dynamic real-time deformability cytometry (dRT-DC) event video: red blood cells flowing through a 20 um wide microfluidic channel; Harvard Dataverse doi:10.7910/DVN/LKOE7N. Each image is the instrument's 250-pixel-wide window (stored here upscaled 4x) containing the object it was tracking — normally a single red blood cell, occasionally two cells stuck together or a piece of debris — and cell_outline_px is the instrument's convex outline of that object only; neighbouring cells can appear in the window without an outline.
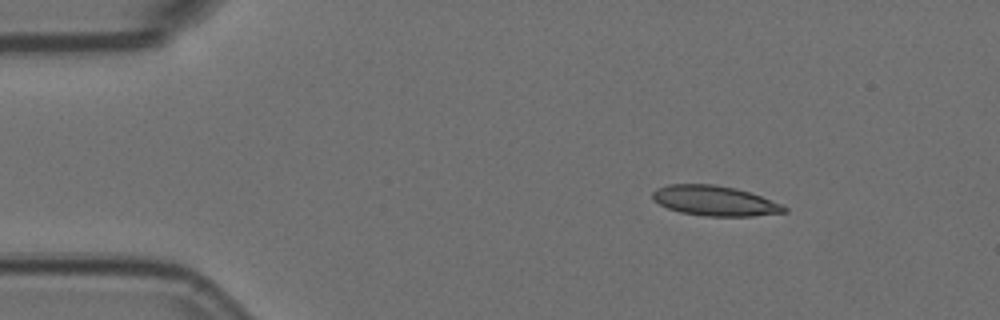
{"species": "Egyptian fruit bat (a non-hibernating species)", "species_latin": "Rousettus aegyptiacus", "temperature_condition": "room temperature", "stored_images_in_passage": 6, "camera_frame_rate_fps": 3000, "um_per_image_px": 0.085, "animal": {"sex": "female"}, "frame": {"image": 1, "passage_image": 2, "time_ms": 0.333, "image_size_px": [1000, 320], "cell_outline_px": [[788, 212], [752, 216], [704, 216], [680, 212], [668, 208], [660, 204], [652, 196], [652, 192], [656, 188], [668, 184], [712, 184], [736, 188], [760, 196], [780, 204], [788, 208]], "centroid_in_image_um": [60.74, 17.06], "position_along_channel_um": 24.3, "area_um2": 22.89}}
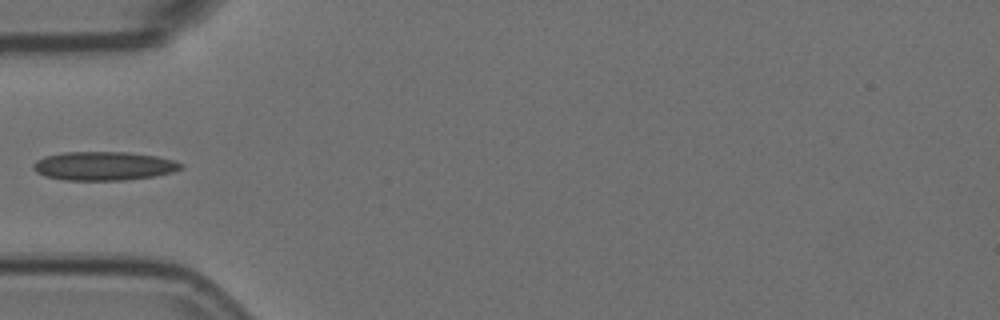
{"frame": {"image": 2, "passage_image": 5, "time_ms": 1.333, "image_size_px": [1000, 320], "cell_outline_px": [[184, 168], [172, 172], [152, 176], [124, 180], [64, 180], [44, 176], [36, 172], [32, 168], [32, 164], [36, 160], [44, 156], [64, 152], [128, 152], [156, 156], [176, 160], [184, 164]], "centroid_in_image_um": [8.81, 14.1], "position_along_channel_um": 76.2, "area_um2": 24.91}}
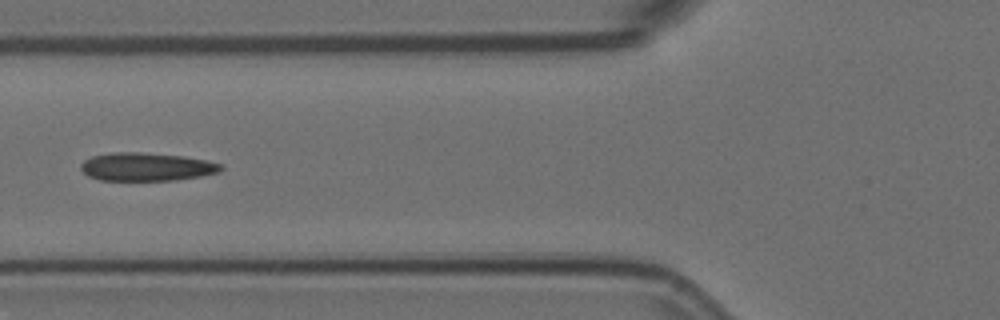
{"frame": {"image": 3, "passage_image": 6, "time_ms": 1.667, "image_size_px": [1000, 320], "cell_outline_px": [[224, 168], [220, 172], [200, 176], [176, 180], [100, 180], [88, 176], [80, 168], [80, 164], [84, 160], [92, 156], [112, 152], [140, 152], [184, 156], [204, 160], [220, 164]], "centroid_in_image_um": [12.43, 14.17], "position_along_channel_um": 113.4, "area_um2": 23.0}}